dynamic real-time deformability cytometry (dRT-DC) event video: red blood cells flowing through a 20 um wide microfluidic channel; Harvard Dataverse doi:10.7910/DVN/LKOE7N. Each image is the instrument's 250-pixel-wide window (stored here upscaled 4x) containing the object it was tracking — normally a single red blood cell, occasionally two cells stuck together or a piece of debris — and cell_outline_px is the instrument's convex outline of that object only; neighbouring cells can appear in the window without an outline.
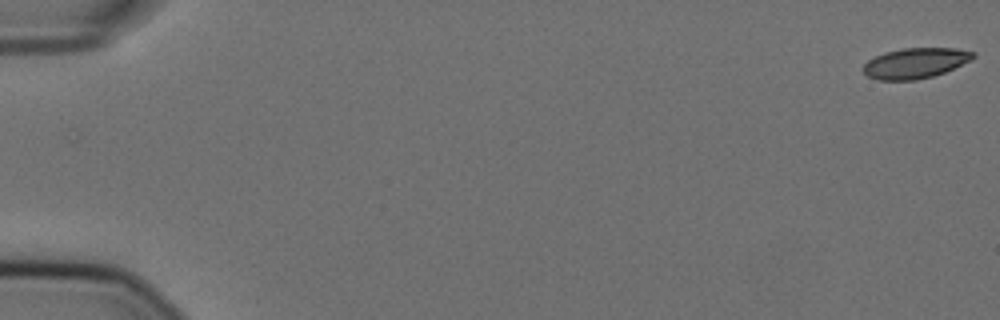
{"species": "Egyptian fruit bat (a non-hibernating species)", "species_latin": "Rousettus aegyptiacus", "temperature_condition": "cold", "stored_images_in_passage": 57, "camera_frame_rate_fps": 3000, "um_per_image_px": 0.085, "animal": {"sex": "female"}, "frame": {"image": 1, "passage_image": 1, "time_ms": 0.0, "image_size_px": [1000, 320], "cell_outline_px": [[976, 56], [972, 60], [944, 72], [932, 76], [916, 80], [876, 80], [868, 76], [864, 72], [864, 64], [868, 60], [884, 52], [904, 48], [956, 48], [976, 52]], "centroid_in_image_um": [77.83, 5.36], "position_along_channel_um": 7.2, "area_um2": 19.48}}
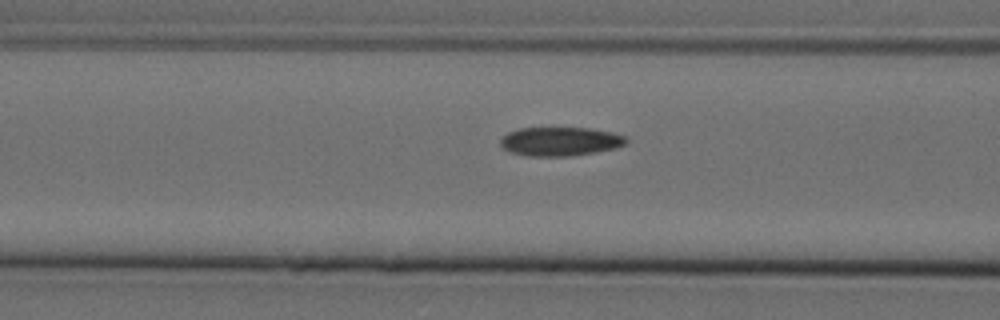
{"frame": {"image": 2, "passage_image": 24, "time_ms": 7.667, "image_size_px": [1000, 320], "cell_outline_px": [[628, 140], [624, 144], [616, 148], [596, 152], [568, 156], [528, 156], [508, 152], [500, 144], [500, 140], [508, 132], [520, 128], [588, 128], [612, 132], [624, 136]], "centroid_in_image_um": [47.6, 12.02], "position_along_channel_um": 119.0, "area_um2": 21.1}}
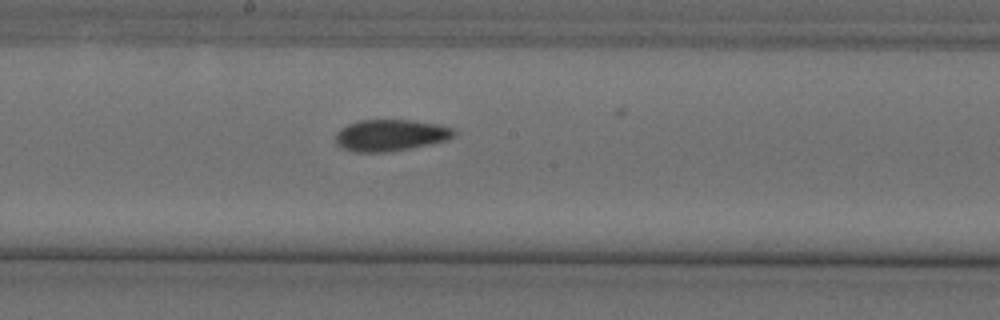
{"frame": {"image": 3, "passage_image": 32, "time_ms": 10.333, "image_size_px": [1000, 320], "cell_outline_px": [[456, 132], [452, 136], [444, 140], [428, 144], [388, 152], [356, 152], [344, 148], [336, 144], [336, 132], [340, 128], [348, 124], [360, 120], [412, 120], [440, 124], [452, 128]], "centroid_in_image_um": [33.16, 11.48], "position_along_channel_um": 215.0, "area_um2": 21.56}, "authors_computed_cell_mechanics": {"area_um2": 21.097, "velocity_mm_per_s": 3.5945, "shape_relaxation_time_tau1_ms": 11.1979, "shape_relaxation_time_tau2_ms": 4.9145, "deformation_change_tau1": 0.201, "deformation_change_tau2": 0.0946}}